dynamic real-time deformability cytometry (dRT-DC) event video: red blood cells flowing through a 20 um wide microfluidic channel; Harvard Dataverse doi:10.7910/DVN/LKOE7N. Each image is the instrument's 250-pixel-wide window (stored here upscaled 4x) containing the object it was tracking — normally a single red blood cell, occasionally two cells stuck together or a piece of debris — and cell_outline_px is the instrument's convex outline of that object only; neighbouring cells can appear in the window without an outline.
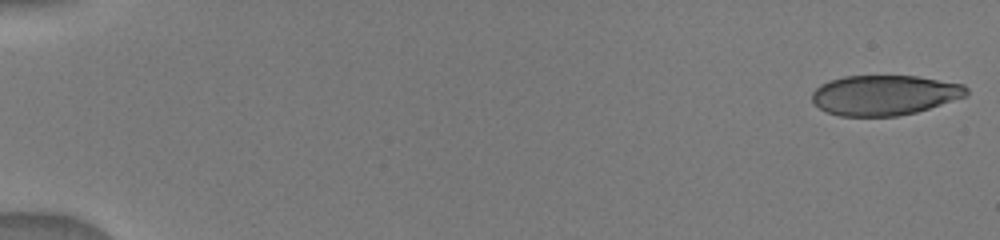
{"species": "human", "species_latin": "Homo sapiens", "temperature_condition": "warm", "stored_images_in_passage": 14, "camera_frame_rate_fps": 3000, "um_per_image_px": 0.085, "donor": {"sex": "male"}, "frame": {"image": 1, "passage_image": 1, "time_ms": 0.0, "image_size_px": [1000, 240], "cell_outline_px": [[968, 96], [916, 112], [896, 116], [840, 116], [828, 112], [820, 108], [812, 100], [812, 92], [820, 84], [828, 80], [844, 76], [916, 76], [964, 84], [968, 88]], "centroid_in_image_um": [75.19, 8.08], "position_along_channel_um": 9.8, "area_um2": 36.13}}
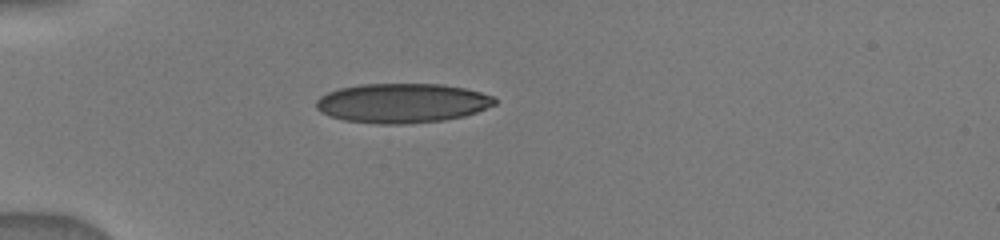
{"frame": {"image": 2, "passage_image": 11, "time_ms": 4.667, "image_size_px": [1000, 240], "cell_outline_px": [[496, 104], [476, 112], [464, 116], [444, 120], [404, 124], [376, 124], [344, 120], [320, 112], [316, 108], [316, 100], [320, 96], [328, 92], [340, 88], [360, 84], [440, 84], [464, 88], [480, 92], [492, 96], [496, 100]], "centroid_in_image_um": [34.17, 8.76], "position_along_channel_um": 50.8, "area_um2": 41.04}}
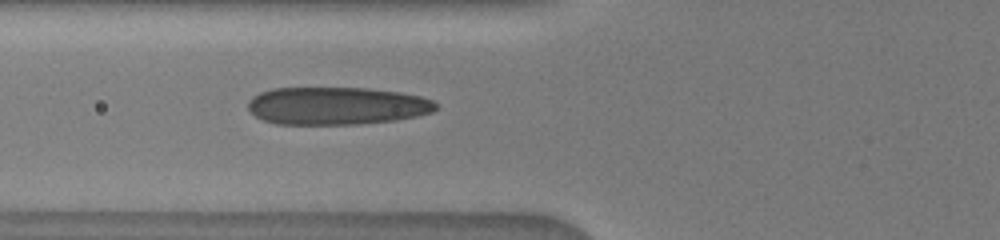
{"frame": {"image": 3, "passage_image": 14, "time_ms": 6.333, "image_size_px": [1000, 240], "cell_outline_px": [[436, 108], [432, 112], [416, 116], [396, 120], [356, 124], [276, 124], [264, 120], [256, 116], [248, 108], [248, 100], [252, 96], [260, 92], [272, 88], [368, 88], [400, 92], [420, 96], [432, 100], [436, 104]], "centroid_in_image_um": [28.6, 8.99], "position_along_channel_um": 97.2, "area_um2": 41.27}}